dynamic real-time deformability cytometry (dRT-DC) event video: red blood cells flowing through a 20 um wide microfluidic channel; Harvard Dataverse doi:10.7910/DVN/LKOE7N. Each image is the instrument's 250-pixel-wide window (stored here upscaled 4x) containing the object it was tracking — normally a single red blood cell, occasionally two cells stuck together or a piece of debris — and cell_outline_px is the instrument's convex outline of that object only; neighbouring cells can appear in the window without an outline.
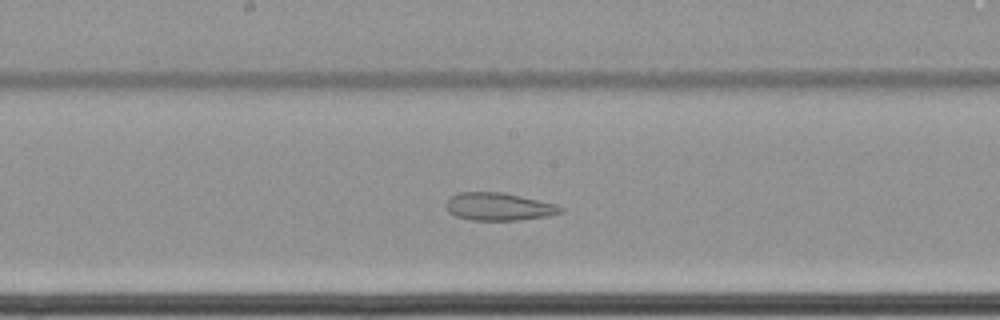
{"species": "common noctule bat (a hibernating species)", "species_latin": "Nyctalus noctula", "temperature_condition": "cold", "stored_images_in_passage": 42, "camera_frame_rate_fps": 3000, "um_per_image_px": 0.085, "animal": {"sex": "female", "body_mass_g": 22.7, "forearm_length_mm": 54.2}, "frame": {"image": 1, "passage_image": 22, "time_ms": 7.0, "image_size_px": [1000, 320], "cell_outline_px": [[564, 212], [548, 216], [520, 220], [472, 220], [456, 216], [448, 212], [444, 204], [448, 196], [456, 192], [500, 192], [520, 196], [556, 204], [564, 208]], "centroid_in_image_um": [42.35, 17.56], "position_along_channel_um": 205.9, "area_um2": 18.73}}
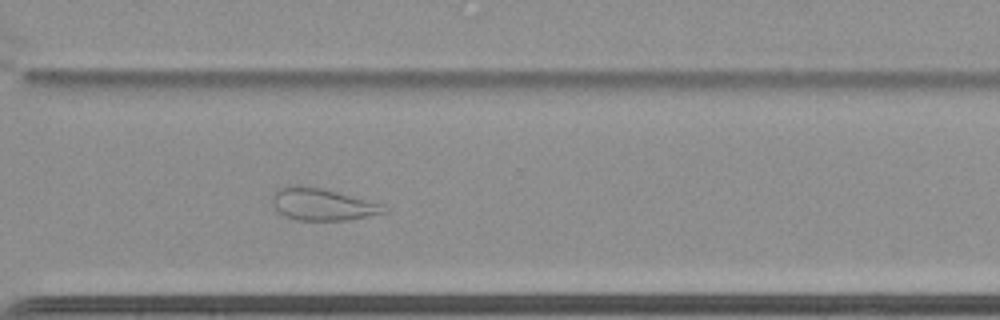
{"frame": {"image": 2, "passage_image": 34, "time_ms": 11.0, "image_size_px": [1000, 320], "cell_outline_px": [[388, 212], [348, 220], [296, 220], [284, 216], [272, 204], [272, 196], [276, 188], [284, 184], [300, 184], [320, 188], [384, 204]], "centroid_in_image_um": [27.35, 17.35], "position_along_channel_um": 343.3, "area_um2": 21.1}}
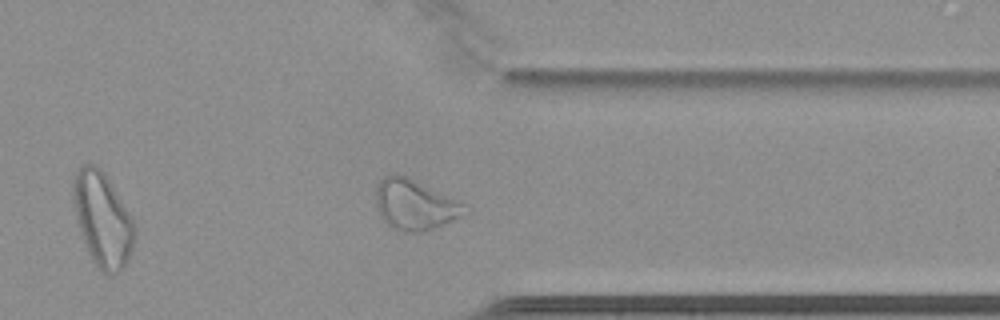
{"frame": {"image": 3, "passage_image": 37, "time_ms": 12.0, "image_size_px": [1000, 320], "cell_outline_px": [[472, 208], [460, 216], [444, 224], [424, 232], [404, 232], [392, 228], [380, 216], [376, 204], [376, 188], [380, 180], [384, 176], [392, 172], [396, 172], [408, 176]], "centroid_in_image_um": [35.23, 17.38], "position_along_channel_um": 376.2, "area_um2": 26.18}, "authors_computed_cell_mechanics": {"area_um2": 21.7617, "velocity_mm_per_s": 3.4213, "shape_relaxation_time_tau1_ms": null, "shape_relaxation_time_tau2_ms": 2.6949, "deformation_change_tau1": null, "deformation_change_tau2": 0.096}}